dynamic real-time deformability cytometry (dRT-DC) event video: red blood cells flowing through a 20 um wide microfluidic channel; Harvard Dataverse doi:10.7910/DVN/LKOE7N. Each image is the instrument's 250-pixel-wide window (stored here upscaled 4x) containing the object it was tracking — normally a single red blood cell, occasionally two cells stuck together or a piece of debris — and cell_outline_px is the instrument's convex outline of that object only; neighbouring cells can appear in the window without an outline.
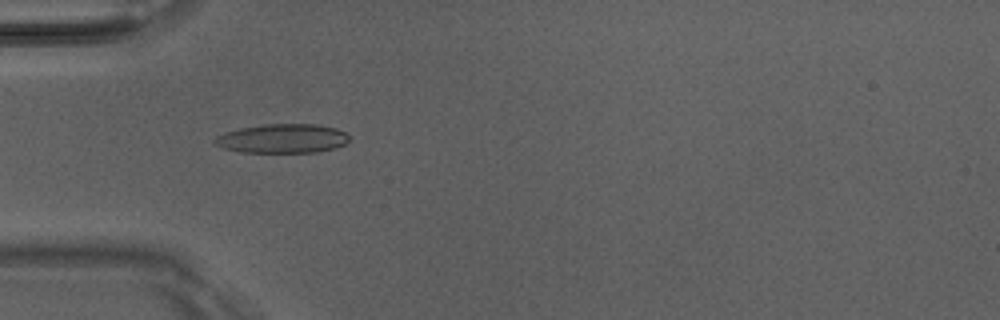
{"species": "Egyptian fruit bat (a non-hibernating species)", "species_latin": "Rousettus aegyptiacus", "temperature_condition": "room temperature", "stored_images_in_passage": 42, "camera_frame_rate_fps": 3000, "um_per_image_px": 0.085, "animal": {"sex": "male"}, "frame": {"image": 1, "passage_image": 8, "time_ms": 2.333, "image_size_px": [1000, 320], "cell_outline_px": [[348, 140], [344, 144], [336, 148], [316, 152], [240, 152], [220, 148], [212, 144], [212, 140], [216, 136], [240, 128], [264, 124], [316, 124], [336, 128], [344, 132], [348, 136]], "centroid_in_image_um": [23.96, 11.78], "position_along_channel_um": 61.0, "area_um2": 22.89}}
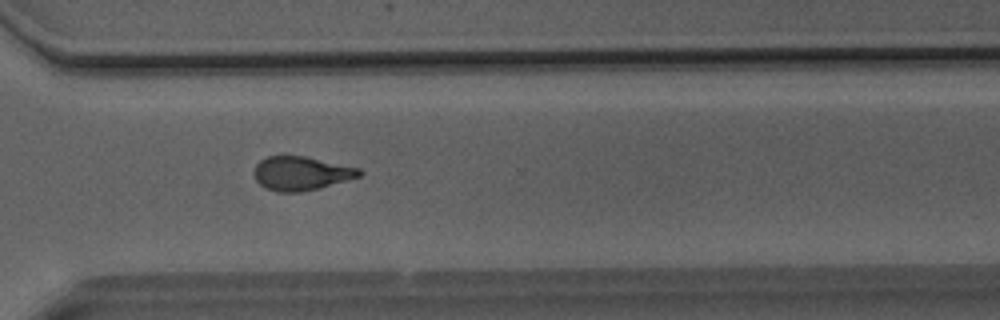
{"frame": {"image": 2, "passage_image": 29, "time_ms": 9.333, "image_size_px": [1000, 320], "cell_outline_px": [[364, 172], [360, 176], [320, 188], [300, 192], [276, 192], [260, 184], [256, 180], [256, 164], [260, 160], [268, 156], [304, 156], [360, 168]], "centroid_in_image_um": [25.63, 14.74], "position_along_channel_um": 345.0, "area_um2": 20.52}}
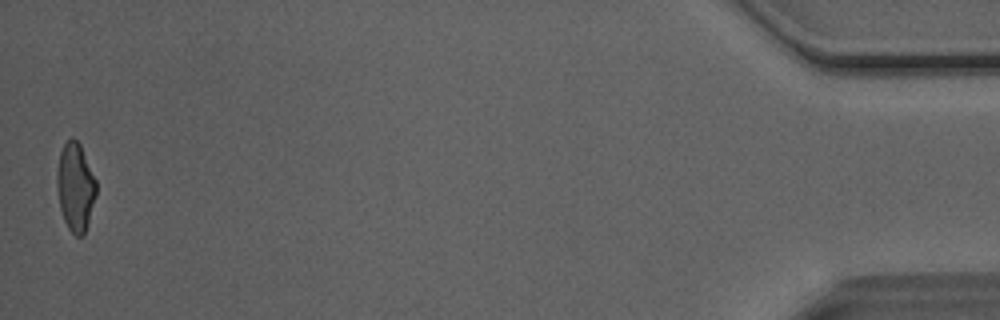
{"frame": {"image": 3, "passage_image": 42, "time_ms": 13.667, "image_size_px": [1000, 320], "cell_outline_px": [[96, 196], [88, 224], [84, 236], [76, 236], [68, 228], [64, 220], [60, 208], [56, 184], [56, 172], [60, 152], [64, 144], [72, 136], [80, 144], [96, 180]], "centroid_in_image_um": [6.4, 15.91], "position_along_channel_um": 428.8, "area_um2": 20.29}, "authors_computed_cell_mechanics": {"area_um2": 20.9814, "velocity_mm_per_s": 4.1024, "shape_relaxation_time_tau1_ms": 7.9063, "shape_relaxation_time_tau2_ms": 2.1975, "deformation_change_tau1": 0.2164, "deformation_change_tau2": 0.1031}}